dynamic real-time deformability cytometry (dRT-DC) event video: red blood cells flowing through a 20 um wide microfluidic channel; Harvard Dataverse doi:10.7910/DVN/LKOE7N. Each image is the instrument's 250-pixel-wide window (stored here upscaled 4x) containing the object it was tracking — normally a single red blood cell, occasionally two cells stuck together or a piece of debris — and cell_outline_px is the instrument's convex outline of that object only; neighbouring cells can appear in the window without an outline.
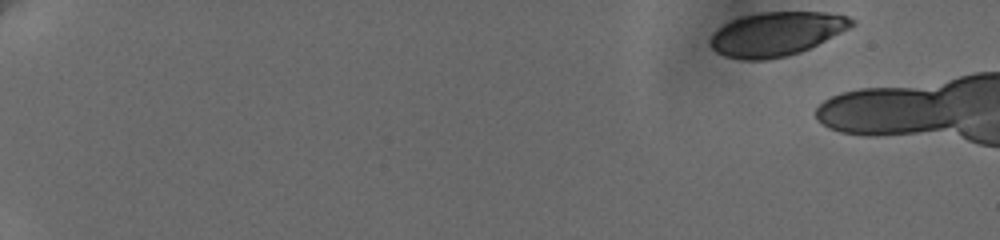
{"species": "human", "species_latin": "Homo sapiens", "temperature_condition": "cold", "stored_images_in_passage": 11, "camera_frame_rate_fps": 3000, "um_per_image_px": 0.085, "donor": {"sex": "female"}, "frame": {"image": 1, "passage_image": 1, "time_ms": 0.0, "image_size_px": [1000, 240], "cell_outline_px": [[856, 24], [800, 52], [788, 56], [764, 60], [744, 60], [724, 56], [716, 52], [712, 48], [712, 36], [724, 24], [732, 20], [744, 16], [760, 12], [824, 12], [848, 16], [856, 20]], "centroid_in_image_um": [66.01, 2.88], "position_along_channel_um": 19.0, "area_um2": 35.66}}